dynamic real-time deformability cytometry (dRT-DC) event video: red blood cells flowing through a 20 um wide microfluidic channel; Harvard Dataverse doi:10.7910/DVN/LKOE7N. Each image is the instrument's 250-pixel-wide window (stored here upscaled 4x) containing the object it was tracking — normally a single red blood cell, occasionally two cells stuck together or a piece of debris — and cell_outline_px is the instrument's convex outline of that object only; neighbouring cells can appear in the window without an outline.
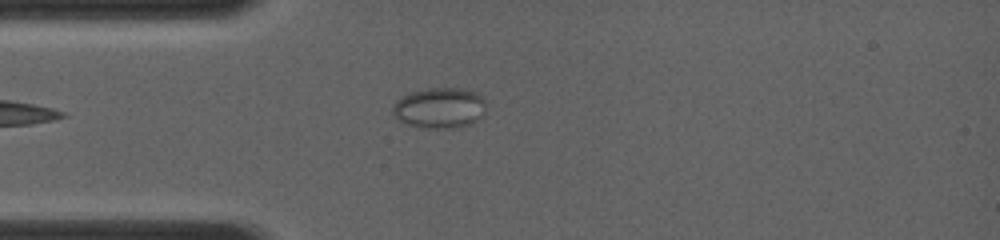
{"species": "common noctule bat (a hibernating species)", "species_latin": "Nyctalus noctula", "temperature_condition": "room temperature", "stored_images_in_passage": 32, "camera_frame_rate_fps": 4000, "um_per_image_px": 0.085, "animal": {"sex": "female", "body_mass_g": 19.0, "forearm_length_mm": 56.7}, "frame": {"image": 1, "passage_image": 2, "time_ms": 0.25, "image_size_px": [1000, 240], "cell_outline_px": [[488, 104], [484, 112], [476, 120], [468, 124], [456, 128], [424, 128], [408, 124], [400, 120], [392, 112], [392, 104], [396, 100], [408, 92], [428, 88], [464, 88], [476, 92], [484, 96]], "centroid_in_image_um": [37.39, 9.15], "position_along_channel_um": 47.6, "area_um2": 22.43}}
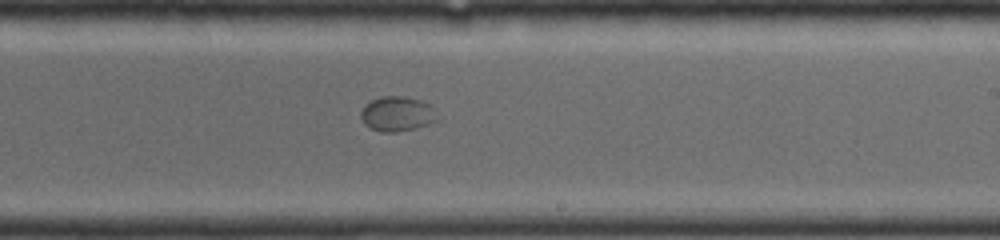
{"frame": {"image": 2, "passage_image": 17, "time_ms": 5.0, "image_size_px": [1000, 240], "cell_outline_px": [[440, 116], [436, 120], [428, 124], [416, 128], [396, 132], [380, 132], [368, 128], [364, 124], [360, 116], [360, 112], [372, 100], [384, 96], [404, 96], [420, 100], [432, 104]], "centroid_in_image_um": [33.8, 9.69], "position_along_channel_um": 255.2, "area_um2": 15.72}}
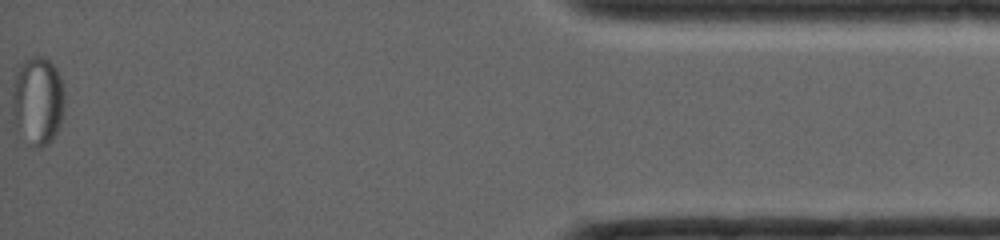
{"frame": {"image": 3, "passage_image": 32, "time_ms": 10.5, "image_size_px": [1000, 240], "cell_outline_px": [[64, 108], [60, 124], [52, 140], [48, 144], [36, 148], [32, 148], [12, 120], [12, 92], [16, 72], [20, 64], [24, 60], [32, 56], [44, 56], [56, 68], [64, 84]], "centroid_in_image_um": [3.21, 8.55], "position_along_channel_um": 432.0, "area_um2": 27.28}}